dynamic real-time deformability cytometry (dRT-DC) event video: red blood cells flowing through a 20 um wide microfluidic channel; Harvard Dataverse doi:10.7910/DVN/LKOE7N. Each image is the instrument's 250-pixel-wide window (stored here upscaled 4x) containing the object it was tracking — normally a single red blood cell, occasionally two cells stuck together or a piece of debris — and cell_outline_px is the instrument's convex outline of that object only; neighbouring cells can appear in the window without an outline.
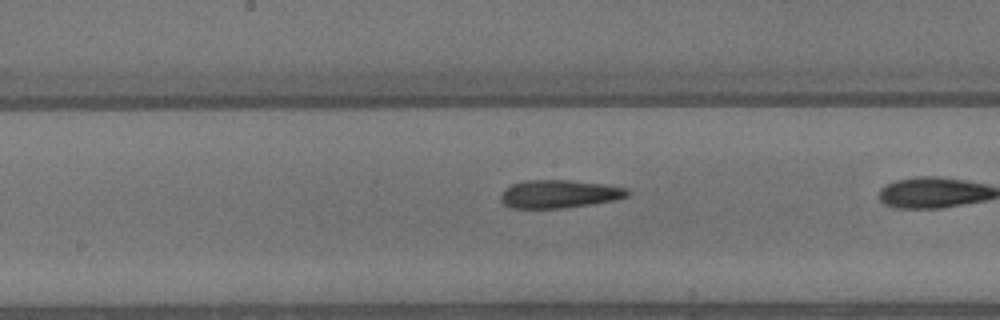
{"species": "common noctule bat (a hibernating species)", "species_latin": "Nyctalus noctula", "temperature_condition": "warm", "stored_images_in_passage": 20, "camera_frame_rate_fps": 3000, "um_per_image_px": 0.085, "animal": {"sex": "male", "body_mass_g": 13.3}, "frame": {"image": 1, "passage_image": 18, "time_ms": 5.667, "image_size_px": [1000, 320], "cell_outline_px": [[632, 192], [628, 196], [616, 200], [560, 208], [512, 208], [504, 204], [500, 200], [500, 196], [504, 188], [512, 184], [524, 180], [568, 180], [600, 184], [628, 188]], "centroid_in_image_um": [47.51, 16.48], "position_along_channel_um": 200.7, "area_um2": 20.69}}